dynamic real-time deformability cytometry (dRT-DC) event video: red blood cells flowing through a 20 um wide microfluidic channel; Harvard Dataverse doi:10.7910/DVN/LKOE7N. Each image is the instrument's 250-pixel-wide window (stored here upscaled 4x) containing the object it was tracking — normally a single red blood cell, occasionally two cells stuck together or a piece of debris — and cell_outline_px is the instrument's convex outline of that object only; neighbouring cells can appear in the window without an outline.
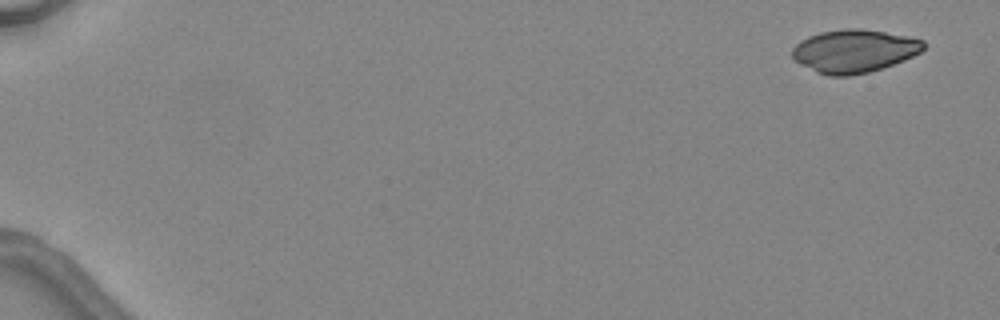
{"species": "common noctule bat (a hibernating species)", "species_latin": "Nyctalus noctula", "temperature_condition": "warm", "stored_images_in_passage": 5, "camera_frame_rate_fps": 3000, "um_per_image_px": 0.085, "animal": {"sex": "female", "body_mass_g": 24.6, "forearm_length_mm": 56.2}, "frame": {"image": 1, "passage_image": 1, "time_ms": 0.0, "image_size_px": [1000, 320], "cell_outline_px": [[924, 48], [920, 52], [904, 60], [868, 72], [848, 76], [828, 76], [816, 72], [800, 64], [792, 56], [792, 48], [800, 40], [808, 36], [820, 32], [844, 28], [860, 28], [908, 36], [924, 40]], "centroid_in_image_um": [72.57, 4.33], "position_along_channel_um": 12.4, "area_um2": 32.89}}